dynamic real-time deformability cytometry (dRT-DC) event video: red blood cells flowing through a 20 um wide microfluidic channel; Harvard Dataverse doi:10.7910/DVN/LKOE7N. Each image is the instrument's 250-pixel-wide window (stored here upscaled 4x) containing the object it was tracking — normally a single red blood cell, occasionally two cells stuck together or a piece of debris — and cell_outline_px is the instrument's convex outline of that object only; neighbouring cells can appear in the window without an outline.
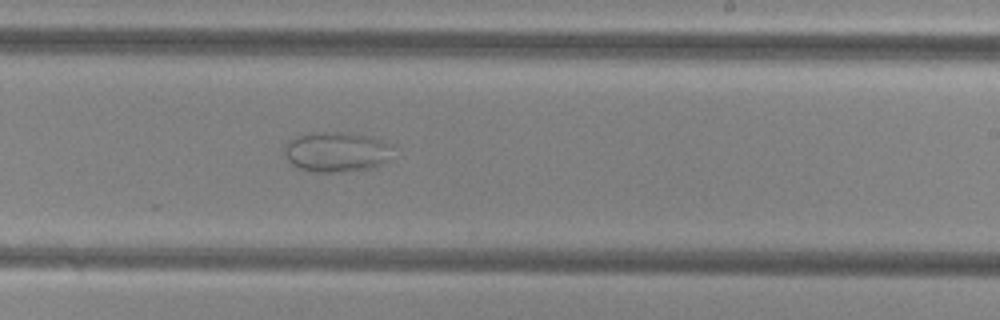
{"species": "common noctule bat (a hibernating species)", "species_latin": "Nyctalus noctula", "temperature_condition": "cold", "stored_images_in_passage": 25, "camera_frame_rate_fps": 3000, "um_per_image_px": 0.085, "animal": {"sex": "female", "body_mass_g": 29.2, "forearm_length_mm": 56.3}, "frame": {"image": 1, "passage_image": 20, "time_ms": 6.333, "image_size_px": [1000, 320], "cell_outline_px": [[396, 144], [384, 160], [376, 168], [336, 172], [312, 172], [300, 168], [292, 164], [284, 156], [284, 148], [288, 140], [296, 136], [312, 132], [348, 132], [372, 136]], "centroid_in_image_um": [28.6, 12.89], "position_along_channel_um": 260.4, "area_um2": 25.72}}